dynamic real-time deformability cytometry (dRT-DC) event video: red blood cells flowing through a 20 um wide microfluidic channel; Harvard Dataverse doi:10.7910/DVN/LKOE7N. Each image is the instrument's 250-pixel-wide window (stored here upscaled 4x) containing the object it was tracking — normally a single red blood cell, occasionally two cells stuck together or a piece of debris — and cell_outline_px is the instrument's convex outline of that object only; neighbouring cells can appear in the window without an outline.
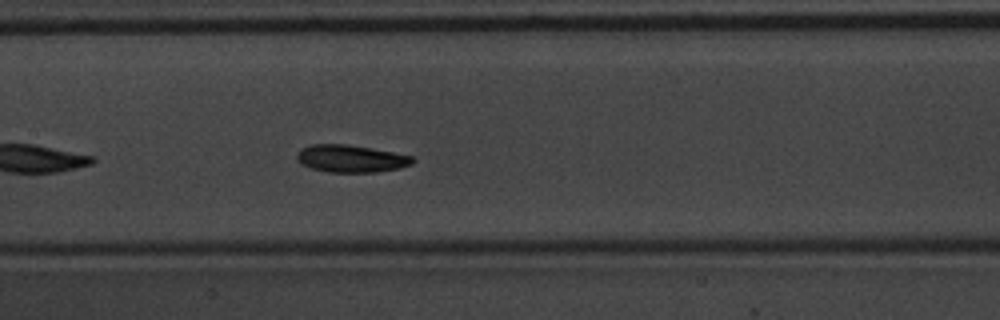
{"species": "common noctule bat (a hibernating species)", "species_latin": "Nyctalus noctula", "temperature_condition": "warm", "stored_images_in_passage": 41, "camera_frame_rate_fps": 3000, "um_per_image_px": 0.085, "animal": {"sex": "male", "body_mass_g": 20.1, "forearm_length_mm": 53.5}, "frame": {"image": 1, "passage_image": 12, "time_ms": 3.667, "image_size_px": [1000, 320], "cell_outline_px": [[416, 160], [412, 164], [400, 168], [376, 172], [328, 172], [308, 168], [300, 164], [296, 160], [296, 152], [300, 148], [312, 144], [348, 144], [372, 148], [412, 156]], "centroid_in_image_um": [29.78, 13.48], "position_along_channel_um": 177.6, "area_um2": 18.79}}